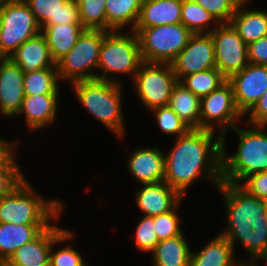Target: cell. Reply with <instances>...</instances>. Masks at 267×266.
<instances>
[{
  "label": "cell",
  "instance_id": "38",
  "mask_svg": "<svg viewBox=\"0 0 267 266\" xmlns=\"http://www.w3.org/2000/svg\"><path fill=\"white\" fill-rule=\"evenodd\" d=\"M210 13L219 24L230 23L242 0H194Z\"/></svg>",
  "mask_w": 267,
  "mask_h": 266
},
{
  "label": "cell",
  "instance_id": "10",
  "mask_svg": "<svg viewBox=\"0 0 267 266\" xmlns=\"http://www.w3.org/2000/svg\"><path fill=\"white\" fill-rule=\"evenodd\" d=\"M178 82L169 63L143 62L133 83L138 99L151 111L167 106L174 85Z\"/></svg>",
  "mask_w": 267,
  "mask_h": 266
},
{
  "label": "cell",
  "instance_id": "8",
  "mask_svg": "<svg viewBox=\"0 0 267 266\" xmlns=\"http://www.w3.org/2000/svg\"><path fill=\"white\" fill-rule=\"evenodd\" d=\"M108 31L86 29L77 43L57 63L59 80L69 84L80 80L97 79V73L90 70L98 68L100 46Z\"/></svg>",
  "mask_w": 267,
  "mask_h": 266
},
{
  "label": "cell",
  "instance_id": "22",
  "mask_svg": "<svg viewBox=\"0 0 267 266\" xmlns=\"http://www.w3.org/2000/svg\"><path fill=\"white\" fill-rule=\"evenodd\" d=\"M183 0H143L134 28L181 23Z\"/></svg>",
  "mask_w": 267,
  "mask_h": 266
},
{
  "label": "cell",
  "instance_id": "2",
  "mask_svg": "<svg viewBox=\"0 0 267 266\" xmlns=\"http://www.w3.org/2000/svg\"><path fill=\"white\" fill-rule=\"evenodd\" d=\"M224 197L227 227L220 232L232 244L240 242L249 254L246 266L267 263V200L250 195L239 184L222 181L217 187Z\"/></svg>",
  "mask_w": 267,
  "mask_h": 266
},
{
  "label": "cell",
  "instance_id": "13",
  "mask_svg": "<svg viewBox=\"0 0 267 266\" xmlns=\"http://www.w3.org/2000/svg\"><path fill=\"white\" fill-rule=\"evenodd\" d=\"M170 65L178 81L189 74L216 68L211 33L193 34Z\"/></svg>",
  "mask_w": 267,
  "mask_h": 266
},
{
  "label": "cell",
  "instance_id": "26",
  "mask_svg": "<svg viewBox=\"0 0 267 266\" xmlns=\"http://www.w3.org/2000/svg\"><path fill=\"white\" fill-rule=\"evenodd\" d=\"M86 29L82 25L43 26L44 36L52 60L57 63L77 43L78 38Z\"/></svg>",
  "mask_w": 267,
  "mask_h": 266
},
{
  "label": "cell",
  "instance_id": "30",
  "mask_svg": "<svg viewBox=\"0 0 267 266\" xmlns=\"http://www.w3.org/2000/svg\"><path fill=\"white\" fill-rule=\"evenodd\" d=\"M57 67L24 73V95L60 94Z\"/></svg>",
  "mask_w": 267,
  "mask_h": 266
},
{
  "label": "cell",
  "instance_id": "29",
  "mask_svg": "<svg viewBox=\"0 0 267 266\" xmlns=\"http://www.w3.org/2000/svg\"><path fill=\"white\" fill-rule=\"evenodd\" d=\"M143 0H106V31H120L130 25V31L138 21Z\"/></svg>",
  "mask_w": 267,
  "mask_h": 266
},
{
  "label": "cell",
  "instance_id": "23",
  "mask_svg": "<svg viewBox=\"0 0 267 266\" xmlns=\"http://www.w3.org/2000/svg\"><path fill=\"white\" fill-rule=\"evenodd\" d=\"M228 239L219 234L200 249L191 252L190 266H246L234 256L235 252Z\"/></svg>",
  "mask_w": 267,
  "mask_h": 266
},
{
  "label": "cell",
  "instance_id": "6",
  "mask_svg": "<svg viewBox=\"0 0 267 266\" xmlns=\"http://www.w3.org/2000/svg\"><path fill=\"white\" fill-rule=\"evenodd\" d=\"M121 31H108L102 41L99 53L98 68L103 71L97 73V79L108 82L121 83L118 78L107 76L108 72L129 74L134 79L144 62L141 56L140 44L134 31L128 34ZM111 77V78H110Z\"/></svg>",
  "mask_w": 267,
  "mask_h": 266
},
{
  "label": "cell",
  "instance_id": "43",
  "mask_svg": "<svg viewBox=\"0 0 267 266\" xmlns=\"http://www.w3.org/2000/svg\"><path fill=\"white\" fill-rule=\"evenodd\" d=\"M18 142H9L3 138H0V160L3 159L13 148L16 146Z\"/></svg>",
  "mask_w": 267,
  "mask_h": 266
},
{
  "label": "cell",
  "instance_id": "24",
  "mask_svg": "<svg viewBox=\"0 0 267 266\" xmlns=\"http://www.w3.org/2000/svg\"><path fill=\"white\" fill-rule=\"evenodd\" d=\"M248 1L242 0L239 3L230 21V24L247 45L267 36V12L244 8Z\"/></svg>",
  "mask_w": 267,
  "mask_h": 266
},
{
  "label": "cell",
  "instance_id": "3",
  "mask_svg": "<svg viewBox=\"0 0 267 266\" xmlns=\"http://www.w3.org/2000/svg\"><path fill=\"white\" fill-rule=\"evenodd\" d=\"M264 126L250 125L248 129L235 126L238 148L228 155L222 142L221 178L224 182L241 184L251 174L267 171V133Z\"/></svg>",
  "mask_w": 267,
  "mask_h": 266
},
{
  "label": "cell",
  "instance_id": "25",
  "mask_svg": "<svg viewBox=\"0 0 267 266\" xmlns=\"http://www.w3.org/2000/svg\"><path fill=\"white\" fill-rule=\"evenodd\" d=\"M49 226L0 223V264H4L18 248L36 238Z\"/></svg>",
  "mask_w": 267,
  "mask_h": 266
},
{
  "label": "cell",
  "instance_id": "5",
  "mask_svg": "<svg viewBox=\"0 0 267 266\" xmlns=\"http://www.w3.org/2000/svg\"><path fill=\"white\" fill-rule=\"evenodd\" d=\"M78 101L99 122L123 139L122 85L105 80H80L70 84Z\"/></svg>",
  "mask_w": 267,
  "mask_h": 266
},
{
  "label": "cell",
  "instance_id": "9",
  "mask_svg": "<svg viewBox=\"0 0 267 266\" xmlns=\"http://www.w3.org/2000/svg\"><path fill=\"white\" fill-rule=\"evenodd\" d=\"M41 32L23 0H11L0 9V58H8L25 41Z\"/></svg>",
  "mask_w": 267,
  "mask_h": 266
},
{
  "label": "cell",
  "instance_id": "33",
  "mask_svg": "<svg viewBox=\"0 0 267 266\" xmlns=\"http://www.w3.org/2000/svg\"><path fill=\"white\" fill-rule=\"evenodd\" d=\"M82 26L106 31V0H77Z\"/></svg>",
  "mask_w": 267,
  "mask_h": 266
},
{
  "label": "cell",
  "instance_id": "44",
  "mask_svg": "<svg viewBox=\"0 0 267 266\" xmlns=\"http://www.w3.org/2000/svg\"><path fill=\"white\" fill-rule=\"evenodd\" d=\"M11 0H0V9Z\"/></svg>",
  "mask_w": 267,
  "mask_h": 266
},
{
  "label": "cell",
  "instance_id": "28",
  "mask_svg": "<svg viewBox=\"0 0 267 266\" xmlns=\"http://www.w3.org/2000/svg\"><path fill=\"white\" fill-rule=\"evenodd\" d=\"M200 103L201 98L178 81L168 105L190 129H200Z\"/></svg>",
  "mask_w": 267,
  "mask_h": 266
},
{
  "label": "cell",
  "instance_id": "4",
  "mask_svg": "<svg viewBox=\"0 0 267 266\" xmlns=\"http://www.w3.org/2000/svg\"><path fill=\"white\" fill-rule=\"evenodd\" d=\"M33 189L24 178L0 199V223L51 225L50 221L59 218L64 203L55 198L46 200Z\"/></svg>",
  "mask_w": 267,
  "mask_h": 266
},
{
  "label": "cell",
  "instance_id": "7",
  "mask_svg": "<svg viewBox=\"0 0 267 266\" xmlns=\"http://www.w3.org/2000/svg\"><path fill=\"white\" fill-rule=\"evenodd\" d=\"M144 62L171 63L187 45L193 33L182 23L134 28Z\"/></svg>",
  "mask_w": 267,
  "mask_h": 266
},
{
  "label": "cell",
  "instance_id": "18",
  "mask_svg": "<svg viewBox=\"0 0 267 266\" xmlns=\"http://www.w3.org/2000/svg\"><path fill=\"white\" fill-rule=\"evenodd\" d=\"M135 201L144 216L154 217L171 211L182 200V196L165 181L141 184Z\"/></svg>",
  "mask_w": 267,
  "mask_h": 266
},
{
  "label": "cell",
  "instance_id": "35",
  "mask_svg": "<svg viewBox=\"0 0 267 266\" xmlns=\"http://www.w3.org/2000/svg\"><path fill=\"white\" fill-rule=\"evenodd\" d=\"M14 148L0 160V199L14 189L25 176L15 162Z\"/></svg>",
  "mask_w": 267,
  "mask_h": 266
},
{
  "label": "cell",
  "instance_id": "36",
  "mask_svg": "<svg viewBox=\"0 0 267 266\" xmlns=\"http://www.w3.org/2000/svg\"><path fill=\"white\" fill-rule=\"evenodd\" d=\"M151 112L154 114L160 130L165 134H173L178 138L190 129L169 105L154 108Z\"/></svg>",
  "mask_w": 267,
  "mask_h": 266
},
{
  "label": "cell",
  "instance_id": "41",
  "mask_svg": "<svg viewBox=\"0 0 267 266\" xmlns=\"http://www.w3.org/2000/svg\"><path fill=\"white\" fill-rule=\"evenodd\" d=\"M248 120L246 125L264 126L267 127V91L246 113Z\"/></svg>",
  "mask_w": 267,
  "mask_h": 266
},
{
  "label": "cell",
  "instance_id": "15",
  "mask_svg": "<svg viewBox=\"0 0 267 266\" xmlns=\"http://www.w3.org/2000/svg\"><path fill=\"white\" fill-rule=\"evenodd\" d=\"M24 72L10 58H0V113L17 116L24 98Z\"/></svg>",
  "mask_w": 267,
  "mask_h": 266
},
{
  "label": "cell",
  "instance_id": "11",
  "mask_svg": "<svg viewBox=\"0 0 267 266\" xmlns=\"http://www.w3.org/2000/svg\"><path fill=\"white\" fill-rule=\"evenodd\" d=\"M243 117L245 116L237 108L233 87L228 80L208 95L201 97L200 129L215 132L216 124L220 129L218 134L222 136V142H225L226 131H231L237 126L236 121Z\"/></svg>",
  "mask_w": 267,
  "mask_h": 266
},
{
  "label": "cell",
  "instance_id": "31",
  "mask_svg": "<svg viewBox=\"0 0 267 266\" xmlns=\"http://www.w3.org/2000/svg\"><path fill=\"white\" fill-rule=\"evenodd\" d=\"M212 22L215 23L214 26L219 25L213 16L194 0H183L181 23L193 34L210 33L214 29L213 27L209 28L210 24H213Z\"/></svg>",
  "mask_w": 267,
  "mask_h": 266
},
{
  "label": "cell",
  "instance_id": "39",
  "mask_svg": "<svg viewBox=\"0 0 267 266\" xmlns=\"http://www.w3.org/2000/svg\"><path fill=\"white\" fill-rule=\"evenodd\" d=\"M135 245L142 253L152 252L159 242L154 231L153 217L144 216L139 221L135 233Z\"/></svg>",
  "mask_w": 267,
  "mask_h": 266
},
{
  "label": "cell",
  "instance_id": "1",
  "mask_svg": "<svg viewBox=\"0 0 267 266\" xmlns=\"http://www.w3.org/2000/svg\"><path fill=\"white\" fill-rule=\"evenodd\" d=\"M214 133L189 129L175 138L171 151L165 154L164 181L182 197L200 177L213 181L216 187L221 184L222 136Z\"/></svg>",
  "mask_w": 267,
  "mask_h": 266
},
{
  "label": "cell",
  "instance_id": "32",
  "mask_svg": "<svg viewBox=\"0 0 267 266\" xmlns=\"http://www.w3.org/2000/svg\"><path fill=\"white\" fill-rule=\"evenodd\" d=\"M226 80L217 68H210L189 74L179 82L201 98L217 89Z\"/></svg>",
  "mask_w": 267,
  "mask_h": 266
},
{
  "label": "cell",
  "instance_id": "19",
  "mask_svg": "<svg viewBox=\"0 0 267 266\" xmlns=\"http://www.w3.org/2000/svg\"><path fill=\"white\" fill-rule=\"evenodd\" d=\"M127 167L140 184L165 180V154L157 147L136 148L129 156Z\"/></svg>",
  "mask_w": 267,
  "mask_h": 266
},
{
  "label": "cell",
  "instance_id": "20",
  "mask_svg": "<svg viewBox=\"0 0 267 266\" xmlns=\"http://www.w3.org/2000/svg\"><path fill=\"white\" fill-rule=\"evenodd\" d=\"M59 94L25 95L18 114H24L28 129L48 127L56 120Z\"/></svg>",
  "mask_w": 267,
  "mask_h": 266
},
{
  "label": "cell",
  "instance_id": "27",
  "mask_svg": "<svg viewBox=\"0 0 267 266\" xmlns=\"http://www.w3.org/2000/svg\"><path fill=\"white\" fill-rule=\"evenodd\" d=\"M184 234L159 241L153 249V266H190L191 247Z\"/></svg>",
  "mask_w": 267,
  "mask_h": 266
},
{
  "label": "cell",
  "instance_id": "12",
  "mask_svg": "<svg viewBox=\"0 0 267 266\" xmlns=\"http://www.w3.org/2000/svg\"><path fill=\"white\" fill-rule=\"evenodd\" d=\"M210 33L215 47L216 68L228 80L249 64L247 44L230 23L219 24Z\"/></svg>",
  "mask_w": 267,
  "mask_h": 266
},
{
  "label": "cell",
  "instance_id": "17",
  "mask_svg": "<svg viewBox=\"0 0 267 266\" xmlns=\"http://www.w3.org/2000/svg\"><path fill=\"white\" fill-rule=\"evenodd\" d=\"M39 26L82 25L77 0H23Z\"/></svg>",
  "mask_w": 267,
  "mask_h": 266
},
{
  "label": "cell",
  "instance_id": "34",
  "mask_svg": "<svg viewBox=\"0 0 267 266\" xmlns=\"http://www.w3.org/2000/svg\"><path fill=\"white\" fill-rule=\"evenodd\" d=\"M74 232L64 230L52 243L50 249L49 266H87L84 259L77 250H74L71 245H65L54 252V244L64 243L73 239Z\"/></svg>",
  "mask_w": 267,
  "mask_h": 266
},
{
  "label": "cell",
  "instance_id": "16",
  "mask_svg": "<svg viewBox=\"0 0 267 266\" xmlns=\"http://www.w3.org/2000/svg\"><path fill=\"white\" fill-rule=\"evenodd\" d=\"M64 230L57 225H50L36 238L18 248L4 265L49 266L52 243Z\"/></svg>",
  "mask_w": 267,
  "mask_h": 266
},
{
  "label": "cell",
  "instance_id": "37",
  "mask_svg": "<svg viewBox=\"0 0 267 266\" xmlns=\"http://www.w3.org/2000/svg\"><path fill=\"white\" fill-rule=\"evenodd\" d=\"M179 205H181L180 202L171 211L153 217L154 231L159 241L170 239L183 233L179 225L180 218L177 212Z\"/></svg>",
  "mask_w": 267,
  "mask_h": 266
},
{
  "label": "cell",
  "instance_id": "21",
  "mask_svg": "<svg viewBox=\"0 0 267 266\" xmlns=\"http://www.w3.org/2000/svg\"><path fill=\"white\" fill-rule=\"evenodd\" d=\"M8 58L17 64L24 73L57 67L51 58L48 45L41 33L25 41Z\"/></svg>",
  "mask_w": 267,
  "mask_h": 266
},
{
  "label": "cell",
  "instance_id": "14",
  "mask_svg": "<svg viewBox=\"0 0 267 266\" xmlns=\"http://www.w3.org/2000/svg\"><path fill=\"white\" fill-rule=\"evenodd\" d=\"M228 81L234 92L235 103L240 112L246 113L267 91V66L248 64Z\"/></svg>",
  "mask_w": 267,
  "mask_h": 266
},
{
  "label": "cell",
  "instance_id": "40",
  "mask_svg": "<svg viewBox=\"0 0 267 266\" xmlns=\"http://www.w3.org/2000/svg\"><path fill=\"white\" fill-rule=\"evenodd\" d=\"M241 183L239 185L250 195L267 200V171L251 174Z\"/></svg>",
  "mask_w": 267,
  "mask_h": 266
},
{
  "label": "cell",
  "instance_id": "42",
  "mask_svg": "<svg viewBox=\"0 0 267 266\" xmlns=\"http://www.w3.org/2000/svg\"><path fill=\"white\" fill-rule=\"evenodd\" d=\"M248 62L267 66V36L247 45Z\"/></svg>",
  "mask_w": 267,
  "mask_h": 266
}]
</instances>
